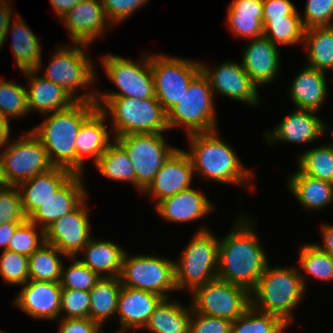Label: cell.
I'll return each instance as SVG.
<instances>
[{
    "instance_id": "d6a6232c",
    "label": "cell",
    "mask_w": 333,
    "mask_h": 333,
    "mask_svg": "<svg viewBox=\"0 0 333 333\" xmlns=\"http://www.w3.org/2000/svg\"><path fill=\"white\" fill-rule=\"evenodd\" d=\"M182 304L170 298L162 299L144 329L150 333H189L192 307Z\"/></svg>"
},
{
    "instance_id": "5b68a950",
    "label": "cell",
    "mask_w": 333,
    "mask_h": 333,
    "mask_svg": "<svg viewBox=\"0 0 333 333\" xmlns=\"http://www.w3.org/2000/svg\"><path fill=\"white\" fill-rule=\"evenodd\" d=\"M97 107L112 120L113 138L133 133H164L169 130L167 112L156 97H96Z\"/></svg>"
},
{
    "instance_id": "816d5d0a",
    "label": "cell",
    "mask_w": 333,
    "mask_h": 333,
    "mask_svg": "<svg viewBox=\"0 0 333 333\" xmlns=\"http://www.w3.org/2000/svg\"><path fill=\"white\" fill-rule=\"evenodd\" d=\"M58 333H104L102 326L89 318L60 319Z\"/></svg>"
},
{
    "instance_id": "f907efd6",
    "label": "cell",
    "mask_w": 333,
    "mask_h": 333,
    "mask_svg": "<svg viewBox=\"0 0 333 333\" xmlns=\"http://www.w3.org/2000/svg\"><path fill=\"white\" fill-rule=\"evenodd\" d=\"M149 0H101L107 19L113 25L128 19Z\"/></svg>"
},
{
    "instance_id": "f1b7e54d",
    "label": "cell",
    "mask_w": 333,
    "mask_h": 333,
    "mask_svg": "<svg viewBox=\"0 0 333 333\" xmlns=\"http://www.w3.org/2000/svg\"><path fill=\"white\" fill-rule=\"evenodd\" d=\"M15 13L11 27L7 28L6 36L12 31V51L17 67L22 72L41 70L42 52L39 38L34 34L19 14Z\"/></svg>"
},
{
    "instance_id": "4dcf8cb0",
    "label": "cell",
    "mask_w": 333,
    "mask_h": 333,
    "mask_svg": "<svg viewBox=\"0 0 333 333\" xmlns=\"http://www.w3.org/2000/svg\"><path fill=\"white\" fill-rule=\"evenodd\" d=\"M227 10L226 25L236 37L263 36V0H233Z\"/></svg>"
},
{
    "instance_id": "60d3db41",
    "label": "cell",
    "mask_w": 333,
    "mask_h": 333,
    "mask_svg": "<svg viewBox=\"0 0 333 333\" xmlns=\"http://www.w3.org/2000/svg\"><path fill=\"white\" fill-rule=\"evenodd\" d=\"M30 114L26 87L12 81L0 79V115L9 123L10 119Z\"/></svg>"
},
{
    "instance_id": "8992f818",
    "label": "cell",
    "mask_w": 333,
    "mask_h": 333,
    "mask_svg": "<svg viewBox=\"0 0 333 333\" xmlns=\"http://www.w3.org/2000/svg\"><path fill=\"white\" fill-rule=\"evenodd\" d=\"M87 46L82 43L60 45L55 53L50 55V61L42 76L63 87L77 101L95 103L98 90L91 89L77 94L79 88L87 85L90 89V86L93 87L97 82V72L90 55L87 54Z\"/></svg>"
},
{
    "instance_id": "277c9868",
    "label": "cell",
    "mask_w": 333,
    "mask_h": 333,
    "mask_svg": "<svg viewBox=\"0 0 333 333\" xmlns=\"http://www.w3.org/2000/svg\"><path fill=\"white\" fill-rule=\"evenodd\" d=\"M297 267L267 265L256 286L250 291L251 306L292 323L293 310L302 301L307 277Z\"/></svg>"
},
{
    "instance_id": "ffe728a7",
    "label": "cell",
    "mask_w": 333,
    "mask_h": 333,
    "mask_svg": "<svg viewBox=\"0 0 333 333\" xmlns=\"http://www.w3.org/2000/svg\"><path fill=\"white\" fill-rule=\"evenodd\" d=\"M326 133V123L315 111L296 109L288 114L265 138L271 144L279 142L308 144ZM321 136V137H320Z\"/></svg>"
},
{
    "instance_id": "d4e9b609",
    "label": "cell",
    "mask_w": 333,
    "mask_h": 333,
    "mask_svg": "<svg viewBox=\"0 0 333 333\" xmlns=\"http://www.w3.org/2000/svg\"><path fill=\"white\" fill-rule=\"evenodd\" d=\"M204 193L189 187L161 200L154 210L157 215L171 223L200 220L213 212L215 207Z\"/></svg>"
},
{
    "instance_id": "681fc988",
    "label": "cell",
    "mask_w": 333,
    "mask_h": 333,
    "mask_svg": "<svg viewBox=\"0 0 333 333\" xmlns=\"http://www.w3.org/2000/svg\"><path fill=\"white\" fill-rule=\"evenodd\" d=\"M233 322L196 313L192 310L189 323V333H232Z\"/></svg>"
},
{
    "instance_id": "ba28073f",
    "label": "cell",
    "mask_w": 333,
    "mask_h": 333,
    "mask_svg": "<svg viewBox=\"0 0 333 333\" xmlns=\"http://www.w3.org/2000/svg\"><path fill=\"white\" fill-rule=\"evenodd\" d=\"M214 93L207 77L200 71L189 84L180 101L167 111L169 130L185 128L186 136L217 130Z\"/></svg>"
},
{
    "instance_id": "b9f144b4",
    "label": "cell",
    "mask_w": 333,
    "mask_h": 333,
    "mask_svg": "<svg viewBox=\"0 0 333 333\" xmlns=\"http://www.w3.org/2000/svg\"><path fill=\"white\" fill-rule=\"evenodd\" d=\"M285 322L274 314L250 306L232 324V333H275Z\"/></svg>"
},
{
    "instance_id": "4316f807",
    "label": "cell",
    "mask_w": 333,
    "mask_h": 333,
    "mask_svg": "<svg viewBox=\"0 0 333 333\" xmlns=\"http://www.w3.org/2000/svg\"><path fill=\"white\" fill-rule=\"evenodd\" d=\"M325 74L306 65L293 78L289 98L296 109L318 112L329 93Z\"/></svg>"
},
{
    "instance_id": "ac0fdd59",
    "label": "cell",
    "mask_w": 333,
    "mask_h": 333,
    "mask_svg": "<svg viewBox=\"0 0 333 333\" xmlns=\"http://www.w3.org/2000/svg\"><path fill=\"white\" fill-rule=\"evenodd\" d=\"M194 176V169L189 156L184 149L177 147L142 193L149 194L152 198L157 199L155 200V207L161 200L193 187L191 184Z\"/></svg>"
},
{
    "instance_id": "bcb514c9",
    "label": "cell",
    "mask_w": 333,
    "mask_h": 333,
    "mask_svg": "<svg viewBox=\"0 0 333 333\" xmlns=\"http://www.w3.org/2000/svg\"><path fill=\"white\" fill-rule=\"evenodd\" d=\"M26 217L20 190L17 186H0V225L9 222H25Z\"/></svg>"
},
{
    "instance_id": "9a60e30c",
    "label": "cell",
    "mask_w": 333,
    "mask_h": 333,
    "mask_svg": "<svg viewBox=\"0 0 333 333\" xmlns=\"http://www.w3.org/2000/svg\"><path fill=\"white\" fill-rule=\"evenodd\" d=\"M88 196L70 213L63 215L44 230L45 242L68 257H77L91 237Z\"/></svg>"
},
{
    "instance_id": "3957f363",
    "label": "cell",
    "mask_w": 333,
    "mask_h": 333,
    "mask_svg": "<svg viewBox=\"0 0 333 333\" xmlns=\"http://www.w3.org/2000/svg\"><path fill=\"white\" fill-rule=\"evenodd\" d=\"M96 108V103L77 101L68 109L43 115L44 121L30 129L43 144L54 167L75 174L76 136L83 121Z\"/></svg>"
},
{
    "instance_id": "7dc6e473",
    "label": "cell",
    "mask_w": 333,
    "mask_h": 333,
    "mask_svg": "<svg viewBox=\"0 0 333 333\" xmlns=\"http://www.w3.org/2000/svg\"><path fill=\"white\" fill-rule=\"evenodd\" d=\"M90 294L87 291L62 289L60 319L89 318ZM63 312L65 315L62 316Z\"/></svg>"
},
{
    "instance_id": "8d00e7d4",
    "label": "cell",
    "mask_w": 333,
    "mask_h": 333,
    "mask_svg": "<svg viewBox=\"0 0 333 333\" xmlns=\"http://www.w3.org/2000/svg\"><path fill=\"white\" fill-rule=\"evenodd\" d=\"M61 256L68 257L51 244H42L29 256V280L60 282L63 262Z\"/></svg>"
},
{
    "instance_id": "9c48e42d",
    "label": "cell",
    "mask_w": 333,
    "mask_h": 333,
    "mask_svg": "<svg viewBox=\"0 0 333 333\" xmlns=\"http://www.w3.org/2000/svg\"><path fill=\"white\" fill-rule=\"evenodd\" d=\"M122 286L155 293L163 299L177 291L174 260L161 256L132 255L126 252L119 275Z\"/></svg>"
},
{
    "instance_id": "52a82bcc",
    "label": "cell",
    "mask_w": 333,
    "mask_h": 333,
    "mask_svg": "<svg viewBox=\"0 0 333 333\" xmlns=\"http://www.w3.org/2000/svg\"><path fill=\"white\" fill-rule=\"evenodd\" d=\"M212 233L206 226L199 227L180 260L174 261L177 290L192 292L217 277L219 238Z\"/></svg>"
},
{
    "instance_id": "44dd1931",
    "label": "cell",
    "mask_w": 333,
    "mask_h": 333,
    "mask_svg": "<svg viewBox=\"0 0 333 333\" xmlns=\"http://www.w3.org/2000/svg\"><path fill=\"white\" fill-rule=\"evenodd\" d=\"M83 177L82 174H72L28 220L45 230L57 219L73 211L88 196Z\"/></svg>"
},
{
    "instance_id": "c3c4849f",
    "label": "cell",
    "mask_w": 333,
    "mask_h": 333,
    "mask_svg": "<svg viewBox=\"0 0 333 333\" xmlns=\"http://www.w3.org/2000/svg\"><path fill=\"white\" fill-rule=\"evenodd\" d=\"M303 14L300 17L305 29L316 26H332L333 0H307Z\"/></svg>"
},
{
    "instance_id": "f6af8a7d",
    "label": "cell",
    "mask_w": 333,
    "mask_h": 333,
    "mask_svg": "<svg viewBox=\"0 0 333 333\" xmlns=\"http://www.w3.org/2000/svg\"><path fill=\"white\" fill-rule=\"evenodd\" d=\"M0 275L5 283L22 286L29 280V257L11 250H2Z\"/></svg>"
},
{
    "instance_id": "4fadbf2b",
    "label": "cell",
    "mask_w": 333,
    "mask_h": 333,
    "mask_svg": "<svg viewBox=\"0 0 333 333\" xmlns=\"http://www.w3.org/2000/svg\"><path fill=\"white\" fill-rule=\"evenodd\" d=\"M155 97L167 112L188 90L192 79L201 71L200 61L150 53Z\"/></svg>"
},
{
    "instance_id": "ee69618b",
    "label": "cell",
    "mask_w": 333,
    "mask_h": 333,
    "mask_svg": "<svg viewBox=\"0 0 333 333\" xmlns=\"http://www.w3.org/2000/svg\"><path fill=\"white\" fill-rule=\"evenodd\" d=\"M37 230H40V233H38ZM44 243V230L41 228L39 229L35 223H32L27 219L14 231L8 250L29 257Z\"/></svg>"
},
{
    "instance_id": "484cf974",
    "label": "cell",
    "mask_w": 333,
    "mask_h": 333,
    "mask_svg": "<svg viewBox=\"0 0 333 333\" xmlns=\"http://www.w3.org/2000/svg\"><path fill=\"white\" fill-rule=\"evenodd\" d=\"M23 74L29 80L26 91L30 112L36 110L46 115L68 109L77 102L63 87L39 76L37 70L24 71Z\"/></svg>"
},
{
    "instance_id": "ab89813d",
    "label": "cell",
    "mask_w": 333,
    "mask_h": 333,
    "mask_svg": "<svg viewBox=\"0 0 333 333\" xmlns=\"http://www.w3.org/2000/svg\"><path fill=\"white\" fill-rule=\"evenodd\" d=\"M298 256L300 272L303 270L318 281L333 280V257L322 251L315 243H305Z\"/></svg>"
},
{
    "instance_id": "74e56055",
    "label": "cell",
    "mask_w": 333,
    "mask_h": 333,
    "mask_svg": "<svg viewBox=\"0 0 333 333\" xmlns=\"http://www.w3.org/2000/svg\"><path fill=\"white\" fill-rule=\"evenodd\" d=\"M299 170L310 177L333 183V144H323L298 155Z\"/></svg>"
},
{
    "instance_id": "836d02e7",
    "label": "cell",
    "mask_w": 333,
    "mask_h": 333,
    "mask_svg": "<svg viewBox=\"0 0 333 333\" xmlns=\"http://www.w3.org/2000/svg\"><path fill=\"white\" fill-rule=\"evenodd\" d=\"M121 289L119 277L101 278L89 291L91 298L89 319L103 326L104 322L115 317Z\"/></svg>"
},
{
    "instance_id": "e0dca14e",
    "label": "cell",
    "mask_w": 333,
    "mask_h": 333,
    "mask_svg": "<svg viewBox=\"0 0 333 333\" xmlns=\"http://www.w3.org/2000/svg\"><path fill=\"white\" fill-rule=\"evenodd\" d=\"M60 20L69 32L72 43L87 44L89 47L106 33L108 26L109 29L112 27L101 0H82Z\"/></svg>"
},
{
    "instance_id": "94428289",
    "label": "cell",
    "mask_w": 333,
    "mask_h": 333,
    "mask_svg": "<svg viewBox=\"0 0 333 333\" xmlns=\"http://www.w3.org/2000/svg\"><path fill=\"white\" fill-rule=\"evenodd\" d=\"M291 325L290 322H285L275 333H286V328Z\"/></svg>"
},
{
    "instance_id": "e575fe53",
    "label": "cell",
    "mask_w": 333,
    "mask_h": 333,
    "mask_svg": "<svg viewBox=\"0 0 333 333\" xmlns=\"http://www.w3.org/2000/svg\"><path fill=\"white\" fill-rule=\"evenodd\" d=\"M307 50V65L319 71L333 70V25L305 29L303 44Z\"/></svg>"
},
{
    "instance_id": "603a6c76",
    "label": "cell",
    "mask_w": 333,
    "mask_h": 333,
    "mask_svg": "<svg viewBox=\"0 0 333 333\" xmlns=\"http://www.w3.org/2000/svg\"><path fill=\"white\" fill-rule=\"evenodd\" d=\"M106 119V115L97 107L80 126L75 141V174L83 175L84 156L92 157L95 164L112 143Z\"/></svg>"
},
{
    "instance_id": "db71d44e",
    "label": "cell",
    "mask_w": 333,
    "mask_h": 333,
    "mask_svg": "<svg viewBox=\"0 0 333 333\" xmlns=\"http://www.w3.org/2000/svg\"><path fill=\"white\" fill-rule=\"evenodd\" d=\"M12 0H0V50H2V46H4L6 38L7 28L11 25L12 18V8L10 3Z\"/></svg>"
},
{
    "instance_id": "d6986e66",
    "label": "cell",
    "mask_w": 333,
    "mask_h": 333,
    "mask_svg": "<svg viewBox=\"0 0 333 333\" xmlns=\"http://www.w3.org/2000/svg\"><path fill=\"white\" fill-rule=\"evenodd\" d=\"M61 291L60 283L28 280L14 298V305L33 318L59 320Z\"/></svg>"
},
{
    "instance_id": "2e32d148",
    "label": "cell",
    "mask_w": 333,
    "mask_h": 333,
    "mask_svg": "<svg viewBox=\"0 0 333 333\" xmlns=\"http://www.w3.org/2000/svg\"><path fill=\"white\" fill-rule=\"evenodd\" d=\"M200 66L214 95L219 93L251 106L259 105V88L243 69L241 63L227 60L212 69L202 62H200Z\"/></svg>"
},
{
    "instance_id": "7bdbcfd3",
    "label": "cell",
    "mask_w": 333,
    "mask_h": 333,
    "mask_svg": "<svg viewBox=\"0 0 333 333\" xmlns=\"http://www.w3.org/2000/svg\"><path fill=\"white\" fill-rule=\"evenodd\" d=\"M74 259L68 267H62L60 286L62 289H74L89 292L101 277L92 271L88 266L83 264L79 258ZM77 258V259H76Z\"/></svg>"
},
{
    "instance_id": "6125c7cd",
    "label": "cell",
    "mask_w": 333,
    "mask_h": 333,
    "mask_svg": "<svg viewBox=\"0 0 333 333\" xmlns=\"http://www.w3.org/2000/svg\"><path fill=\"white\" fill-rule=\"evenodd\" d=\"M329 126L330 125L327 126V123H326V133L329 131L330 132L329 134H331V137L333 138V128H331L332 130H329ZM331 143L333 144V142H331Z\"/></svg>"
},
{
    "instance_id": "11a10c76",
    "label": "cell",
    "mask_w": 333,
    "mask_h": 333,
    "mask_svg": "<svg viewBox=\"0 0 333 333\" xmlns=\"http://www.w3.org/2000/svg\"><path fill=\"white\" fill-rule=\"evenodd\" d=\"M322 232V244L319 245L318 243H315L322 251L326 252L327 254H330L333 257V225L327 223L322 224L321 231Z\"/></svg>"
},
{
    "instance_id": "91938a15",
    "label": "cell",
    "mask_w": 333,
    "mask_h": 333,
    "mask_svg": "<svg viewBox=\"0 0 333 333\" xmlns=\"http://www.w3.org/2000/svg\"><path fill=\"white\" fill-rule=\"evenodd\" d=\"M5 185V179L3 174V159H2V152L0 153V186Z\"/></svg>"
},
{
    "instance_id": "9f6ffc18",
    "label": "cell",
    "mask_w": 333,
    "mask_h": 333,
    "mask_svg": "<svg viewBox=\"0 0 333 333\" xmlns=\"http://www.w3.org/2000/svg\"><path fill=\"white\" fill-rule=\"evenodd\" d=\"M21 223L23 222H9L0 225V246H3V250H8L14 231Z\"/></svg>"
},
{
    "instance_id": "f546056e",
    "label": "cell",
    "mask_w": 333,
    "mask_h": 333,
    "mask_svg": "<svg viewBox=\"0 0 333 333\" xmlns=\"http://www.w3.org/2000/svg\"><path fill=\"white\" fill-rule=\"evenodd\" d=\"M126 251L113 241L90 238L78 253L84 258L80 261L97 273L101 278L119 277Z\"/></svg>"
},
{
    "instance_id": "83f0119b",
    "label": "cell",
    "mask_w": 333,
    "mask_h": 333,
    "mask_svg": "<svg viewBox=\"0 0 333 333\" xmlns=\"http://www.w3.org/2000/svg\"><path fill=\"white\" fill-rule=\"evenodd\" d=\"M73 173L61 167H53L35 175L17 187L20 190L22 206L28 218L62 186Z\"/></svg>"
},
{
    "instance_id": "6f0895ef",
    "label": "cell",
    "mask_w": 333,
    "mask_h": 333,
    "mask_svg": "<svg viewBox=\"0 0 333 333\" xmlns=\"http://www.w3.org/2000/svg\"><path fill=\"white\" fill-rule=\"evenodd\" d=\"M82 0H49L57 18H62L70 9Z\"/></svg>"
},
{
    "instance_id": "be15d7a7",
    "label": "cell",
    "mask_w": 333,
    "mask_h": 333,
    "mask_svg": "<svg viewBox=\"0 0 333 333\" xmlns=\"http://www.w3.org/2000/svg\"><path fill=\"white\" fill-rule=\"evenodd\" d=\"M0 333H7L6 331L0 330Z\"/></svg>"
},
{
    "instance_id": "30bf717a",
    "label": "cell",
    "mask_w": 333,
    "mask_h": 333,
    "mask_svg": "<svg viewBox=\"0 0 333 333\" xmlns=\"http://www.w3.org/2000/svg\"><path fill=\"white\" fill-rule=\"evenodd\" d=\"M145 54L141 55L139 63L116 54L102 55L101 65L105 74L119 92H98L96 97H130L139 100L155 97L150 53Z\"/></svg>"
},
{
    "instance_id": "680465c9",
    "label": "cell",
    "mask_w": 333,
    "mask_h": 333,
    "mask_svg": "<svg viewBox=\"0 0 333 333\" xmlns=\"http://www.w3.org/2000/svg\"><path fill=\"white\" fill-rule=\"evenodd\" d=\"M11 129L9 123L0 115V148L6 147L9 143V138L11 137ZM5 145V146H4Z\"/></svg>"
},
{
    "instance_id": "1f68e13d",
    "label": "cell",
    "mask_w": 333,
    "mask_h": 333,
    "mask_svg": "<svg viewBox=\"0 0 333 333\" xmlns=\"http://www.w3.org/2000/svg\"><path fill=\"white\" fill-rule=\"evenodd\" d=\"M288 189L307 210L323 209L333 203V183L315 179L299 169L288 178Z\"/></svg>"
},
{
    "instance_id": "f5cc1de1",
    "label": "cell",
    "mask_w": 333,
    "mask_h": 333,
    "mask_svg": "<svg viewBox=\"0 0 333 333\" xmlns=\"http://www.w3.org/2000/svg\"><path fill=\"white\" fill-rule=\"evenodd\" d=\"M287 15H300L291 0H263V19H278Z\"/></svg>"
},
{
    "instance_id": "cb8c5ba5",
    "label": "cell",
    "mask_w": 333,
    "mask_h": 333,
    "mask_svg": "<svg viewBox=\"0 0 333 333\" xmlns=\"http://www.w3.org/2000/svg\"><path fill=\"white\" fill-rule=\"evenodd\" d=\"M162 299L161 296L152 292L122 286L116 313L121 327L114 333H128L132 332V329H143Z\"/></svg>"
},
{
    "instance_id": "6da1fadb",
    "label": "cell",
    "mask_w": 333,
    "mask_h": 333,
    "mask_svg": "<svg viewBox=\"0 0 333 333\" xmlns=\"http://www.w3.org/2000/svg\"><path fill=\"white\" fill-rule=\"evenodd\" d=\"M244 216L240 214L232 231L219 239L217 277L251 291L270 262L253 219Z\"/></svg>"
},
{
    "instance_id": "f35d334b",
    "label": "cell",
    "mask_w": 333,
    "mask_h": 333,
    "mask_svg": "<svg viewBox=\"0 0 333 333\" xmlns=\"http://www.w3.org/2000/svg\"><path fill=\"white\" fill-rule=\"evenodd\" d=\"M300 16L287 15L284 18L263 19V35L277 46L303 43L305 28Z\"/></svg>"
},
{
    "instance_id": "8fae6325",
    "label": "cell",
    "mask_w": 333,
    "mask_h": 333,
    "mask_svg": "<svg viewBox=\"0 0 333 333\" xmlns=\"http://www.w3.org/2000/svg\"><path fill=\"white\" fill-rule=\"evenodd\" d=\"M191 302L192 310L203 315L234 322L251 306L250 291L218 277L196 287Z\"/></svg>"
},
{
    "instance_id": "d590c367",
    "label": "cell",
    "mask_w": 333,
    "mask_h": 333,
    "mask_svg": "<svg viewBox=\"0 0 333 333\" xmlns=\"http://www.w3.org/2000/svg\"><path fill=\"white\" fill-rule=\"evenodd\" d=\"M112 141L94 164L96 169L106 178L136 187V174L127 152L115 139Z\"/></svg>"
},
{
    "instance_id": "7a4b0ae2",
    "label": "cell",
    "mask_w": 333,
    "mask_h": 333,
    "mask_svg": "<svg viewBox=\"0 0 333 333\" xmlns=\"http://www.w3.org/2000/svg\"><path fill=\"white\" fill-rule=\"evenodd\" d=\"M218 135V129L211 132L193 133L187 135L190 151L189 156L194 174L221 184L250 185L253 172L239 159L233 147L223 142ZM246 185V186H245Z\"/></svg>"
},
{
    "instance_id": "5bb4252c",
    "label": "cell",
    "mask_w": 333,
    "mask_h": 333,
    "mask_svg": "<svg viewBox=\"0 0 333 333\" xmlns=\"http://www.w3.org/2000/svg\"><path fill=\"white\" fill-rule=\"evenodd\" d=\"M24 133L1 151L5 185L18 186L54 167L39 139L31 130Z\"/></svg>"
},
{
    "instance_id": "7402d4cb",
    "label": "cell",
    "mask_w": 333,
    "mask_h": 333,
    "mask_svg": "<svg viewBox=\"0 0 333 333\" xmlns=\"http://www.w3.org/2000/svg\"><path fill=\"white\" fill-rule=\"evenodd\" d=\"M279 54V47L264 35L251 39L246 45L241 65L258 88L268 85L278 77Z\"/></svg>"
},
{
    "instance_id": "7c38bea8",
    "label": "cell",
    "mask_w": 333,
    "mask_h": 333,
    "mask_svg": "<svg viewBox=\"0 0 333 333\" xmlns=\"http://www.w3.org/2000/svg\"><path fill=\"white\" fill-rule=\"evenodd\" d=\"M127 152L136 174V188L143 192L164 162L177 149L162 133H133L114 138Z\"/></svg>"
}]
</instances>
